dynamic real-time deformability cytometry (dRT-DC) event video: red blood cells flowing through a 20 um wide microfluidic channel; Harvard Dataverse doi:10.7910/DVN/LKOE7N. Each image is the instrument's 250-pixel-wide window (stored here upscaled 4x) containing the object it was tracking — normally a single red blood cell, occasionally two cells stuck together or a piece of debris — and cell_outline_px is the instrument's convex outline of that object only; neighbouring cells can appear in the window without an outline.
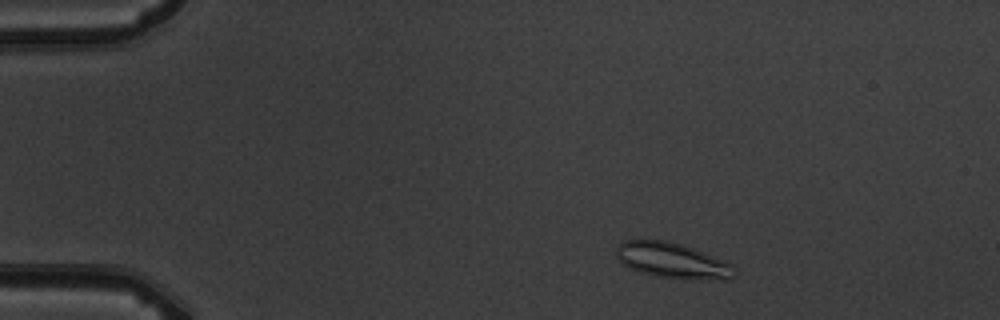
{"species": "common noctule bat (a hibernating species)", "species_latin": "Nyctalus noctula", "temperature_condition": "warm", "stored_images_in_passage": 4, "camera_frame_rate_fps": 3000, "um_per_image_px": 0.085, "animal": {"sex": "male", "body_mass_g": 19.5, "forearm_length_mm": 54.6}, "frame": {"image": 1, "passage_image": 2, "time_ms": 1.0, "image_size_px": [1000, 320], "cell_outline_px": [[736, 276], [728, 280], [724, 280], [660, 276], [644, 272], [620, 264], [616, 260], [616, 244], [620, 240], [640, 236], [668, 240], [704, 252], [724, 260], [732, 264], [736, 272]], "centroid_in_image_um": [57.06, 22.06], "position_along_channel_um": 27.9, "area_um2": 25.03}}
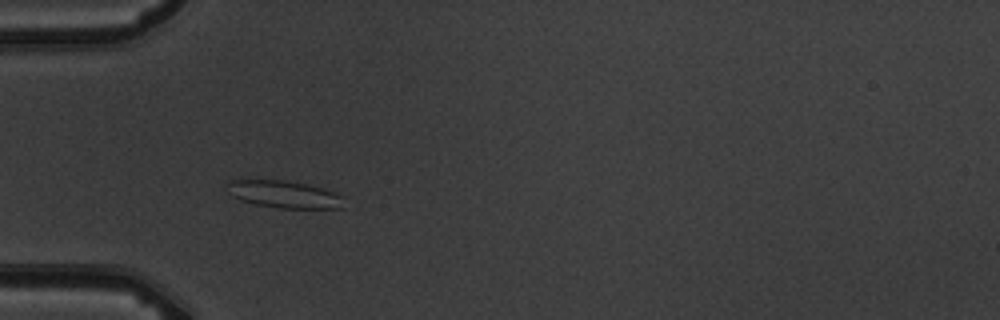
{"frame": {"image": 2, "passage_image": 4, "time_ms": 3.667, "image_size_px": [1000, 320], "cell_outline_px": [[344, 208], [280, 208], [256, 204], [240, 200], [232, 196], [228, 184], [228, 180], [284, 180], [308, 184], [344, 196]], "centroid_in_image_um": [24.19, 16.52], "position_along_channel_um": 60.8, "area_um2": 18.38}}